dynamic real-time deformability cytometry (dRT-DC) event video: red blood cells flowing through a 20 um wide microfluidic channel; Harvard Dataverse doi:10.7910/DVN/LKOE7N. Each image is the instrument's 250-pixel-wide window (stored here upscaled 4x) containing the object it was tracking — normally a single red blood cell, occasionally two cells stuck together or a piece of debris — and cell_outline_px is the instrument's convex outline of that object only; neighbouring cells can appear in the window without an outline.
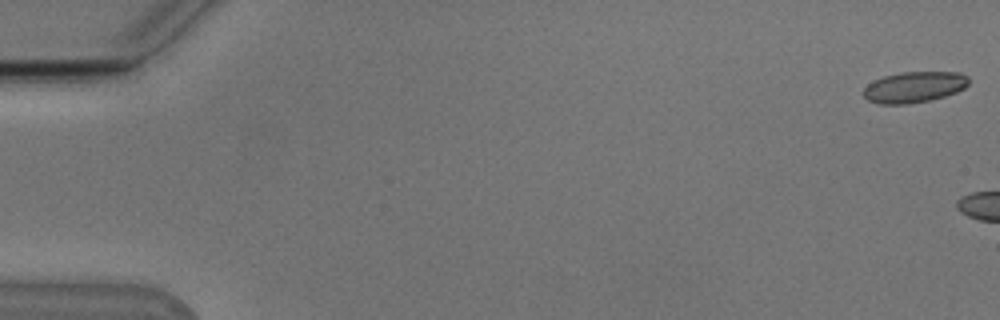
{"species": "Egyptian fruit bat (a non-hibernating species)", "species_latin": "Rousettus aegyptiacus", "temperature_condition": "cold", "stored_images_in_passage": 5, "camera_frame_rate_fps": 3000, "um_per_image_px": 0.085, "animal": {"sex": "male"}, "frame": {"image": 1, "passage_image": 1, "time_ms": 0.0, "image_size_px": [1000, 320], "cell_outline_px": [[968, 84], [964, 88], [956, 92], [944, 96], [928, 100], [908, 104], [880, 104], [868, 100], [864, 96], [864, 88], [868, 84], [884, 76], [900, 72], [960, 72], [968, 76]], "centroid_in_image_um": [77.71, 7.4], "position_along_channel_um": 7.3, "area_um2": 18.84}}